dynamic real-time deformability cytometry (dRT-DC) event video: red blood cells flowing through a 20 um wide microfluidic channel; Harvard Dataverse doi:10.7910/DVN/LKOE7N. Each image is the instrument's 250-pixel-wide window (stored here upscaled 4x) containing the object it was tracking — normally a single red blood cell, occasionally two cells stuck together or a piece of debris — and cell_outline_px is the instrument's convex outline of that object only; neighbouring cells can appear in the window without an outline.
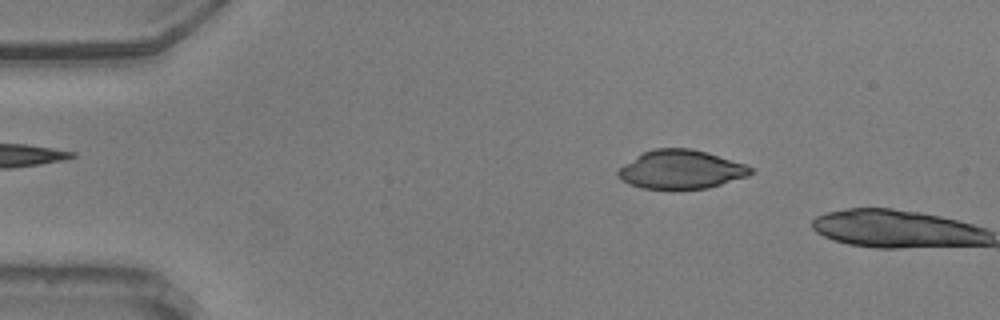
{"species": "common noctule bat (a hibernating species)", "species_latin": "Nyctalus noctula", "temperature_condition": "warm", "stored_images_in_passage": 10, "camera_frame_rate_fps": 3000, "um_per_image_px": 0.085, "animal": {"sex": "male", "body_mass_g": 20.5, "forearm_length_mm": 52.5}, "frame": {"image": 1, "passage_image": 9, "time_ms": 2.667, "image_size_px": [1000, 320], "cell_outline_px": [[752, 172], [748, 176], [708, 188], [672, 192], [644, 188], [632, 184], [624, 180], [616, 172], [624, 164], [636, 156], [652, 148], [692, 148], [744, 164], [752, 168]], "centroid_in_image_um": [57.87, 14.44], "position_along_channel_um": 27.1, "area_um2": 30.17}}